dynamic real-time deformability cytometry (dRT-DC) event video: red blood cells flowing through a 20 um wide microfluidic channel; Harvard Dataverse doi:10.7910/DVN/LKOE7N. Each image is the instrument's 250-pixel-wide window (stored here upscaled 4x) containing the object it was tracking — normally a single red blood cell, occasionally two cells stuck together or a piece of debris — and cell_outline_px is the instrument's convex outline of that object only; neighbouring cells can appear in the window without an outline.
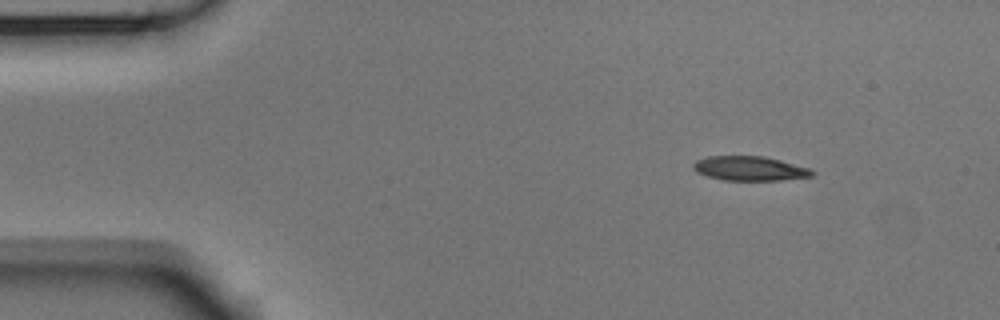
{"species": "Egyptian fruit bat (a non-hibernating species)", "species_latin": "Rousettus aegyptiacus", "temperature_condition": "room temperature", "stored_images_in_passage": 3, "camera_frame_rate_fps": 3000, "um_per_image_px": 0.085, "animal": {"sex": "male"}, "frame": {"image": 1, "passage_image": 1, "time_ms": 0.0, "image_size_px": [1000, 320], "cell_outline_px": [[816, 172], [812, 176], [780, 180], [724, 180], [708, 176], [696, 172], [692, 168], [692, 164], [696, 160], [708, 156], [764, 156], [812, 168]], "centroid_in_image_um": [63.74, 14.31], "position_along_channel_um": 21.3, "area_um2": 16.99}}